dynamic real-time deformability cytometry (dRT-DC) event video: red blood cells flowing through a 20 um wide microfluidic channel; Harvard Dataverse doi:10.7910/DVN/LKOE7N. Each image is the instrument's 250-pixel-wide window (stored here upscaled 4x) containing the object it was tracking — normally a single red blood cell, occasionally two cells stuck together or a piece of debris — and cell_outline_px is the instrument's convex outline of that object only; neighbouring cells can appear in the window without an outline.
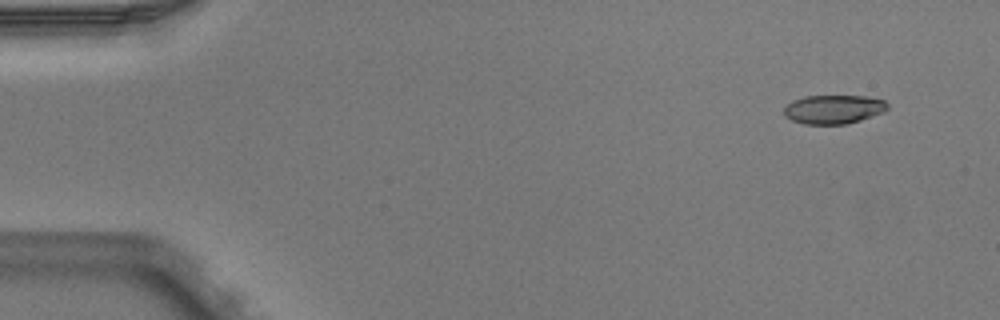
{"species": "Egyptian fruit bat (a non-hibernating species)", "species_latin": "Rousettus aegyptiacus", "temperature_condition": "warm", "stored_images_in_passage": 3, "camera_frame_rate_fps": 3000, "um_per_image_px": 0.085, "animal": {"sex": "male"}, "frame": {"image": 1, "passage_image": 1, "time_ms": 0.0, "image_size_px": [1000, 320], "cell_outline_px": [[888, 108], [884, 112], [848, 124], [804, 124], [792, 120], [784, 116], [784, 108], [792, 100], [804, 96], [864, 96], [884, 100], [888, 104]], "centroid_in_image_um": [70.85, 9.29], "position_along_channel_um": 14.2, "area_um2": 17.46}}